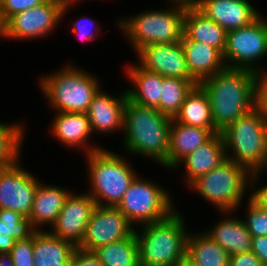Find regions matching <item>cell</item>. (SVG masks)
Segmentation results:
<instances>
[{
	"instance_id": "1",
	"label": "cell",
	"mask_w": 267,
	"mask_h": 266,
	"mask_svg": "<svg viewBox=\"0 0 267 266\" xmlns=\"http://www.w3.org/2000/svg\"><path fill=\"white\" fill-rule=\"evenodd\" d=\"M256 76L251 70L226 68L199 83L208 95L219 133L255 108Z\"/></svg>"
},
{
	"instance_id": "2",
	"label": "cell",
	"mask_w": 267,
	"mask_h": 266,
	"mask_svg": "<svg viewBox=\"0 0 267 266\" xmlns=\"http://www.w3.org/2000/svg\"><path fill=\"white\" fill-rule=\"evenodd\" d=\"M172 118L155 108L147 107L126 98L123 149L129 155L149 158L167 169L170 125Z\"/></svg>"
},
{
	"instance_id": "3",
	"label": "cell",
	"mask_w": 267,
	"mask_h": 266,
	"mask_svg": "<svg viewBox=\"0 0 267 266\" xmlns=\"http://www.w3.org/2000/svg\"><path fill=\"white\" fill-rule=\"evenodd\" d=\"M82 68L70 62L39 76L37 86L53 112H87L103 83L95 73Z\"/></svg>"
},
{
	"instance_id": "4",
	"label": "cell",
	"mask_w": 267,
	"mask_h": 266,
	"mask_svg": "<svg viewBox=\"0 0 267 266\" xmlns=\"http://www.w3.org/2000/svg\"><path fill=\"white\" fill-rule=\"evenodd\" d=\"M136 227L141 266H174L186 256L189 230L183 212ZM139 228V229H137Z\"/></svg>"
},
{
	"instance_id": "5",
	"label": "cell",
	"mask_w": 267,
	"mask_h": 266,
	"mask_svg": "<svg viewBox=\"0 0 267 266\" xmlns=\"http://www.w3.org/2000/svg\"><path fill=\"white\" fill-rule=\"evenodd\" d=\"M86 158L89 189L98 206L117 207L139 172L123 154L106 147L83 155Z\"/></svg>"
},
{
	"instance_id": "6",
	"label": "cell",
	"mask_w": 267,
	"mask_h": 266,
	"mask_svg": "<svg viewBox=\"0 0 267 266\" xmlns=\"http://www.w3.org/2000/svg\"><path fill=\"white\" fill-rule=\"evenodd\" d=\"M167 7L147 9L136 15L134 13V16L116 18V26L126 36V42L134 49V53L153 43H175L182 40L185 10L169 6L168 2Z\"/></svg>"
},
{
	"instance_id": "7",
	"label": "cell",
	"mask_w": 267,
	"mask_h": 266,
	"mask_svg": "<svg viewBox=\"0 0 267 266\" xmlns=\"http://www.w3.org/2000/svg\"><path fill=\"white\" fill-rule=\"evenodd\" d=\"M221 134L229 160L250 173L267 171V120L256 107Z\"/></svg>"
},
{
	"instance_id": "8",
	"label": "cell",
	"mask_w": 267,
	"mask_h": 266,
	"mask_svg": "<svg viewBox=\"0 0 267 266\" xmlns=\"http://www.w3.org/2000/svg\"><path fill=\"white\" fill-rule=\"evenodd\" d=\"M250 179L251 173L245 167L228 159L196 179L187 189L195 191L218 212H233L239 210L244 199H248L245 195L250 190Z\"/></svg>"
},
{
	"instance_id": "9",
	"label": "cell",
	"mask_w": 267,
	"mask_h": 266,
	"mask_svg": "<svg viewBox=\"0 0 267 266\" xmlns=\"http://www.w3.org/2000/svg\"><path fill=\"white\" fill-rule=\"evenodd\" d=\"M155 182L137 175L117 206L135 228L162 221L178 209L171 191Z\"/></svg>"
},
{
	"instance_id": "10",
	"label": "cell",
	"mask_w": 267,
	"mask_h": 266,
	"mask_svg": "<svg viewBox=\"0 0 267 266\" xmlns=\"http://www.w3.org/2000/svg\"><path fill=\"white\" fill-rule=\"evenodd\" d=\"M223 57L230 69L266 70L262 63L267 59V17L261 14L251 24L228 31Z\"/></svg>"
},
{
	"instance_id": "11",
	"label": "cell",
	"mask_w": 267,
	"mask_h": 266,
	"mask_svg": "<svg viewBox=\"0 0 267 266\" xmlns=\"http://www.w3.org/2000/svg\"><path fill=\"white\" fill-rule=\"evenodd\" d=\"M62 4L59 0H46L29 10L17 13L6 21V40L44 39L54 34L62 22Z\"/></svg>"
},
{
	"instance_id": "12",
	"label": "cell",
	"mask_w": 267,
	"mask_h": 266,
	"mask_svg": "<svg viewBox=\"0 0 267 266\" xmlns=\"http://www.w3.org/2000/svg\"><path fill=\"white\" fill-rule=\"evenodd\" d=\"M135 234V226L117 207L96 206L78 248L86 251L117 242Z\"/></svg>"
},
{
	"instance_id": "13",
	"label": "cell",
	"mask_w": 267,
	"mask_h": 266,
	"mask_svg": "<svg viewBox=\"0 0 267 266\" xmlns=\"http://www.w3.org/2000/svg\"><path fill=\"white\" fill-rule=\"evenodd\" d=\"M16 165L0 167V209H8L29 217L38 184L37 176ZM23 167V168H22Z\"/></svg>"
},
{
	"instance_id": "14",
	"label": "cell",
	"mask_w": 267,
	"mask_h": 266,
	"mask_svg": "<svg viewBox=\"0 0 267 266\" xmlns=\"http://www.w3.org/2000/svg\"><path fill=\"white\" fill-rule=\"evenodd\" d=\"M96 206L95 200L86 191L80 194L72 191L66 198L55 223L48 231L78 247L84 238L87 224Z\"/></svg>"
},
{
	"instance_id": "15",
	"label": "cell",
	"mask_w": 267,
	"mask_h": 266,
	"mask_svg": "<svg viewBox=\"0 0 267 266\" xmlns=\"http://www.w3.org/2000/svg\"><path fill=\"white\" fill-rule=\"evenodd\" d=\"M140 66L163 77H177L199 83L190 75L181 41L153 43L142 47L136 54Z\"/></svg>"
},
{
	"instance_id": "16",
	"label": "cell",
	"mask_w": 267,
	"mask_h": 266,
	"mask_svg": "<svg viewBox=\"0 0 267 266\" xmlns=\"http://www.w3.org/2000/svg\"><path fill=\"white\" fill-rule=\"evenodd\" d=\"M49 125V133L61 145L68 149L81 150L84 155L104 147L92 140V130L86 113L54 112ZM92 140V142H90ZM70 147V148H69ZM78 148V149H77Z\"/></svg>"
},
{
	"instance_id": "17",
	"label": "cell",
	"mask_w": 267,
	"mask_h": 266,
	"mask_svg": "<svg viewBox=\"0 0 267 266\" xmlns=\"http://www.w3.org/2000/svg\"><path fill=\"white\" fill-rule=\"evenodd\" d=\"M101 87L94 95L86 114L93 135H108L116 131L123 133L126 89L118 95L109 94ZM103 134V135H102Z\"/></svg>"
},
{
	"instance_id": "18",
	"label": "cell",
	"mask_w": 267,
	"mask_h": 266,
	"mask_svg": "<svg viewBox=\"0 0 267 266\" xmlns=\"http://www.w3.org/2000/svg\"><path fill=\"white\" fill-rule=\"evenodd\" d=\"M227 160L223 135L216 133L209 141L183 158L174 169L179 170L180 168L182 171V168H184L182 180L187 188L196 179L221 166Z\"/></svg>"
},
{
	"instance_id": "19",
	"label": "cell",
	"mask_w": 267,
	"mask_h": 266,
	"mask_svg": "<svg viewBox=\"0 0 267 266\" xmlns=\"http://www.w3.org/2000/svg\"><path fill=\"white\" fill-rule=\"evenodd\" d=\"M248 0H204L198 9L227 32L251 24L262 12Z\"/></svg>"
},
{
	"instance_id": "20",
	"label": "cell",
	"mask_w": 267,
	"mask_h": 266,
	"mask_svg": "<svg viewBox=\"0 0 267 266\" xmlns=\"http://www.w3.org/2000/svg\"><path fill=\"white\" fill-rule=\"evenodd\" d=\"M72 191L73 189L69 190L67 187L42 181L38 184L32 210L28 217L36 231H46V228L47 230L49 227L51 228L63 208L66 198Z\"/></svg>"
},
{
	"instance_id": "21",
	"label": "cell",
	"mask_w": 267,
	"mask_h": 266,
	"mask_svg": "<svg viewBox=\"0 0 267 266\" xmlns=\"http://www.w3.org/2000/svg\"><path fill=\"white\" fill-rule=\"evenodd\" d=\"M237 211L219 212L221 219H217L213 226L204 232L217 242L230 256L251 251L252 236L242 218L234 215ZM222 213V214H221ZM225 217V218H224Z\"/></svg>"
},
{
	"instance_id": "22",
	"label": "cell",
	"mask_w": 267,
	"mask_h": 266,
	"mask_svg": "<svg viewBox=\"0 0 267 266\" xmlns=\"http://www.w3.org/2000/svg\"><path fill=\"white\" fill-rule=\"evenodd\" d=\"M216 133V129H205L171 121L167 169L173 171L176 165L199 146L209 141Z\"/></svg>"
},
{
	"instance_id": "23",
	"label": "cell",
	"mask_w": 267,
	"mask_h": 266,
	"mask_svg": "<svg viewBox=\"0 0 267 266\" xmlns=\"http://www.w3.org/2000/svg\"><path fill=\"white\" fill-rule=\"evenodd\" d=\"M127 80L131 82L126 87L127 97L132 101L155 108L159 111L160 98L162 96L163 76L146 70L138 63L127 66L124 69Z\"/></svg>"
},
{
	"instance_id": "24",
	"label": "cell",
	"mask_w": 267,
	"mask_h": 266,
	"mask_svg": "<svg viewBox=\"0 0 267 266\" xmlns=\"http://www.w3.org/2000/svg\"><path fill=\"white\" fill-rule=\"evenodd\" d=\"M190 75L200 83L227 68L223 54L197 41H181Z\"/></svg>"
},
{
	"instance_id": "25",
	"label": "cell",
	"mask_w": 267,
	"mask_h": 266,
	"mask_svg": "<svg viewBox=\"0 0 267 266\" xmlns=\"http://www.w3.org/2000/svg\"><path fill=\"white\" fill-rule=\"evenodd\" d=\"M227 31L198 9L185 10L181 41H197L218 49L222 54L226 46Z\"/></svg>"
},
{
	"instance_id": "26",
	"label": "cell",
	"mask_w": 267,
	"mask_h": 266,
	"mask_svg": "<svg viewBox=\"0 0 267 266\" xmlns=\"http://www.w3.org/2000/svg\"><path fill=\"white\" fill-rule=\"evenodd\" d=\"M76 248L73 243L56 237L47 230L34 232L35 266H69Z\"/></svg>"
},
{
	"instance_id": "27",
	"label": "cell",
	"mask_w": 267,
	"mask_h": 266,
	"mask_svg": "<svg viewBox=\"0 0 267 266\" xmlns=\"http://www.w3.org/2000/svg\"><path fill=\"white\" fill-rule=\"evenodd\" d=\"M186 256L197 266H228L230 259V255L204 229L189 232Z\"/></svg>"
},
{
	"instance_id": "28",
	"label": "cell",
	"mask_w": 267,
	"mask_h": 266,
	"mask_svg": "<svg viewBox=\"0 0 267 266\" xmlns=\"http://www.w3.org/2000/svg\"><path fill=\"white\" fill-rule=\"evenodd\" d=\"M174 120L189 126L215 129L208 95L200 85L194 86L186 95Z\"/></svg>"
},
{
	"instance_id": "29",
	"label": "cell",
	"mask_w": 267,
	"mask_h": 266,
	"mask_svg": "<svg viewBox=\"0 0 267 266\" xmlns=\"http://www.w3.org/2000/svg\"><path fill=\"white\" fill-rule=\"evenodd\" d=\"M94 254L104 266H141L136 235L95 249Z\"/></svg>"
},
{
	"instance_id": "30",
	"label": "cell",
	"mask_w": 267,
	"mask_h": 266,
	"mask_svg": "<svg viewBox=\"0 0 267 266\" xmlns=\"http://www.w3.org/2000/svg\"><path fill=\"white\" fill-rule=\"evenodd\" d=\"M0 121V167L16 165L22 158V147L27 133L26 122ZM11 123V124H10Z\"/></svg>"
},
{
	"instance_id": "31",
	"label": "cell",
	"mask_w": 267,
	"mask_h": 266,
	"mask_svg": "<svg viewBox=\"0 0 267 266\" xmlns=\"http://www.w3.org/2000/svg\"><path fill=\"white\" fill-rule=\"evenodd\" d=\"M195 85L187 79L163 77L159 112L174 119L179 113L186 95Z\"/></svg>"
},
{
	"instance_id": "32",
	"label": "cell",
	"mask_w": 267,
	"mask_h": 266,
	"mask_svg": "<svg viewBox=\"0 0 267 266\" xmlns=\"http://www.w3.org/2000/svg\"><path fill=\"white\" fill-rule=\"evenodd\" d=\"M36 230L28 217L8 209H0V236H13L15 241L28 239Z\"/></svg>"
},
{
	"instance_id": "33",
	"label": "cell",
	"mask_w": 267,
	"mask_h": 266,
	"mask_svg": "<svg viewBox=\"0 0 267 266\" xmlns=\"http://www.w3.org/2000/svg\"><path fill=\"white\" fill-rule=\"evenodd\" d=\"M246 211L242 219L252 237L267 236V211L250 197L246 201Z\"/></svg>"
},
{
	"instance_id": "34",
	"label": "cell",
	"mask_w": 267,
	"mask_h": 266,
	"mask_svg": "<svg viewBox=\"0 0 267 266\" xmlns=\"http://www.w3.org/2000/svg\"><path fill=\"white\" fill-rule=\"evenodd\" d=\"M80 18H75L76 20L72 22L71 31L79 40H83L84 42H92L98 38L102 33L100 29V24L95 19L88 17L87 15L79 16ZM91 40V41H90Z\"/></svg>"
},
{
	"instance_id": "35",
	"label": "cell",
	"mask_w": 267,
	"mask_h": 266,
	"mask_svg": "<svg viewBox=\"0 0 267 266\" xmlns=\"http://www.w3.org/2000/svg\"><path fill=\"white\" fill-rule=\"evenodd\" d=\"M33 244L34 233L28 239L18 240L14 243L9 252L14 266H35Z\"/></svg>"
},
{
	"instance_id": "36",
	"label": "cell",
	"mask_w": 267,
	"mask_h": 266,
	"mask_svg": "<svg viewBox=\"0 0 267 266\" xmlns=\"http://www.w3.org/2000/svg\"><path fill=\"white\" fill-rule=\"evenodd\" d=\"M46 0H0L3 15L6 21L13 15L29 10Z\"/></svg>"
},
{
	"instance_id": "37",
	"label": "cell",
	"mask_w": 267,
	"mask_h": 266,
	"mask_svg": "<svg viewBox=\"0 0 267 266\" xmlns=\"http://www.w3.org/2000/svg\"><path fill=\"white\" fill-rule=\"evenodd\" d=\"M262 173L265 174V171L251 173V179H250L251 192L248 194V196L261 208L267 211V184H265L264 186L260 185V187L257 186L259 185L258 182L260 181L259 179H262L260 178L262 176Z\"/></svg>"
},
{
	"instance_id": "38",
	"label": "cell",
	"mask_w": 267,
	"mask_h": 266,
	"mask_svg": "<svg viewBox=\"0 0 267 266\" xmlns=\"http://www.w3.org/2000/svg\"><path fill=\"white\" fill-rule=\"evenodd\" d=\"M255 107L267 120V70L257 73Z\"/></svg>"
},
{
	"instance_id": "39",
	"label": "cell",
	"mask_w": 267,
	"mask_h": 266,
	"mask_svg": "<svg viewBox=\"0 0 267 266\" xmlns=\"http://www.w3.org/2000/svg\"><path fill=\"white\" fill-rule=\"evenodd\" d=\"M69 266H104L92 251L76 248Z\"/></svg>"
},
{
	"instance_id": "40",
	"label": "cell",
	"mask_w": 267,
	"mask_h": 266,
	"mask_svg": "<svg viewBox=\"0 0 267 266\" xmlns=\"http://www.w3.org/2000/svg\"><path fill=\"white\" fill-rule=\"evenodd\" d=\"M228 266H263L252 251L230 256Z\"/></svg>"
},
{
	"instance_id": "41",
	"label": "cell",
	"mask_w": 267,
	"mask_h": 266,
	"mask_svg": "<svg viewBox=\"0 0 267 266\" xmlns=\"http://www.w3.org/2000/svg\"><path fill=\"white\" fill-rule=\"evenodd\" d=\"M251 251L263 266H267V236L252 237Z\"/></svg>"
},
{
	"instance_id": "42",
	"label": "cell",
	"mask_w": 267,
	"mask_h": 266,
	"mask_svg": "<svg viewBox=\"0 0 267 266\" xmlns=\"http://www.w3.org/2000/svg\"><path fill=\"white\" fill-rule=\"evenodd\" d=\"M174 7L184 10H196L199 9L204 0H166Z\"/></svg>"
},
{
	"instance_id": "43",
	"label": "cell",
	"mask_w": 267,
	"mask_h": 266,
	"mask_svg": "<svg viewBox=\"0 0 267 266\" xmlns=\"http://www.w3.org/2000/svg\"><path fill=\"white\" fill-rule=\"evenodd\" d=\"M16 241L13 236L3 235L0 236V254L9 253Z\"/></svg>"
},
{
	"instance_id": "44",
	"label": "cell",
	"mask_w": 267,
	"mask_h": 266,
	"mask_svg": "<svg viewBox=\"0 0 267 266\" xmlns=\"http://www.w3.org/2000/svg\"><path fill=\"white\" fill-rule=\"evenodd\" d=\"M60 3L62 4V20H64L66 13H69L68 11H71L74 4H79L81 2H86V0H59ZM87 1H92V0H87ZM96 1V0H94ZM71 9V10H70Z\"/></svg>"
},
{
	"instance_id": "45",
	"label": "cell",
	"mask_w": 267,
	"mask_h": 266,
	"mask_svg": "<svg viewBox=\"0 0 267 266\" xmlns=\"http://www.w3.org/2000/svg\"><path fill=\"white\" fill-rule=\"evenodd\" d=\"M6 36V19L0 6V38L5 40Z\"/></svg>"
},
{
	"instance_id": "46",
	"label": "cell",
	"mask_w": 267,
	"mask_h": 266,
	"mask_svg": "<svg viewBox=\"0 0 267 266\" xmlns=\"http://www.w3.org/2000/svg\"><path fill=\"white\" fill-rule=\"evenodd\" d=\"M0 266H14L9 253L0 254Z\"/></svg>"
},
{
	"instance_id": "47",
	"label": "cell",
	"mask_w": 267,
	"mask_h": 266,
	"mask_svg": "<svg viewBox=\"0 0 267 266\" xmlns=\"http://www.w3.org/2000/svg\"><path fill=\"white\" fill-rule=\"evenodd\" d=\"M174 266H197L191 259L187 256L182 258L176 265Z\"/></svg>"
}]
</instances>
